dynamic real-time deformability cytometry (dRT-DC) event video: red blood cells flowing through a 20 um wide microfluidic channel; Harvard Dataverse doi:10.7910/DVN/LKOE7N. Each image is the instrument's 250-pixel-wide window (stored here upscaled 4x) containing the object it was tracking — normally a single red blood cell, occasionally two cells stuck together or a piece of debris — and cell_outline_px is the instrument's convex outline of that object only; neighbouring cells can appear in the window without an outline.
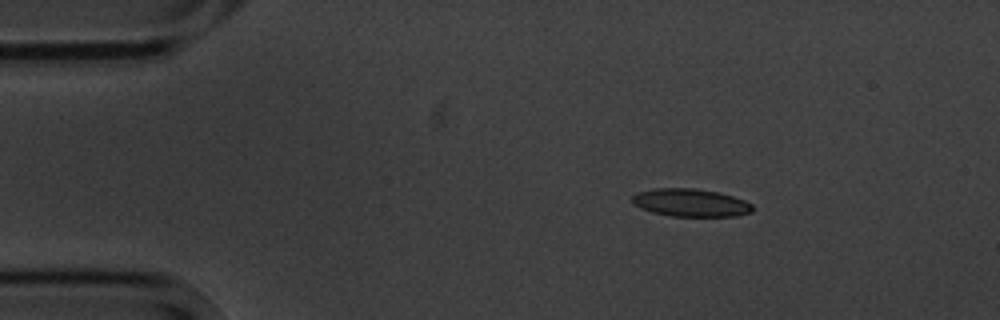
{"species": "common noctule bat (a hibernating species)", "species_latin": "Nyctalus noctula", "temperature_condition": "cold", "stored_images_in_passage": 3, "camera_frame_rate_fps": 3000, "um_per_image_px": 0.085, "animal": {"sex": "male", "body_mass_g": 20.1, "forearm_length_mm": 53.5}, "frame": {"image": 1, "passage_image": 1, "time_ms": 0.0, "image_size_px": [1000, 320], "cell_outline_px": [[752, 212], [736, 216], [668, 216], [652, 212], [640, 208], [632, 204], [632, 196], [636, 192], [656, 188], [692, 188], [716, 192], [732, 196], [744, 200], [752, 204]], "centroid_in_image_um": [58.66, 17.23], "position_along_channel_um": 26.3, "area_um2": 19.54}}